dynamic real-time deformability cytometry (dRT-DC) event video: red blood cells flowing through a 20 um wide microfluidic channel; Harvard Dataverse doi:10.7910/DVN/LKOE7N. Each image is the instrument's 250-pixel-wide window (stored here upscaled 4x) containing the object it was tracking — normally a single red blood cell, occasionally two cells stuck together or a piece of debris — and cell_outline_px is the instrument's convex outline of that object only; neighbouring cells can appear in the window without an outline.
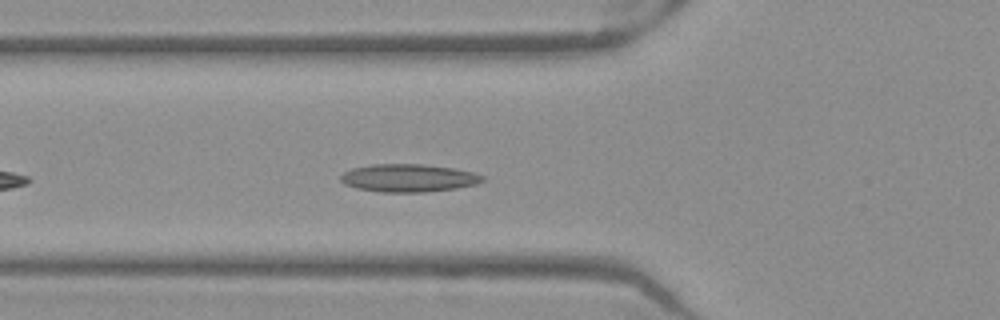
{"species": "Egyptian fruit bat (a non-hibernating species)", "species_latin": "Rousettus aegyptiacus", "temperature_condition": "warm", "stored_images_in_passage": 39, "camera_frame_rate_fps": 3000, "um_per_image_px": 0.085, "frame": {"image": 1, "passage_image": 6, "time_ms": 1.667, "image_size_px": [1000, 320], "cell_outline_px": [[484, 180], [476, 184], [456, 188], [424, 192], [380, 192], [356, 188], [344, 184], [340, 180], [340, 176], [344, 172], [352, 168], [372, 164], [420, 164], [452, 168], [472, 172], [484, 176]], "centroid_in_image_um": [34.68, 15.13], "position_along_channel_um": 91.1, "area_um2": 22.95}}
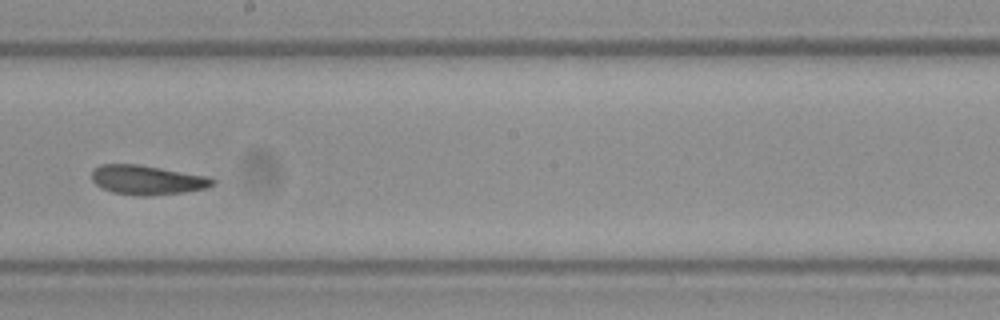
{"frame": {"image": 2, "passage_image": 17, "time_ms": 5.333, "image_size_px": [1000, 320], "cell_outline_px": [[216, 184], [204, 188], [184, 192], [148, 196], [140, 196], [112, 192], [96, 184], [92, 180], [92, 168], [100, 164], [140, 164], [208, 176], [216, 180]], "centroid_in_image_um": [12.51, 15.28], "position_along_channel_um": 235.7, "area_um2": 20.81}}
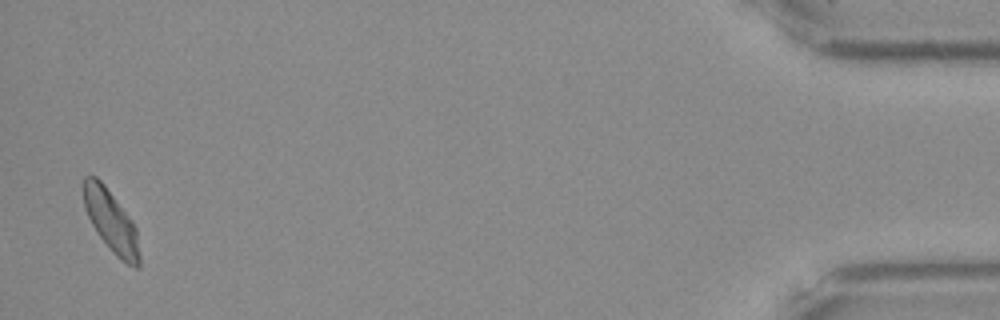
{"frame": {"image": 3, "passage_image": 38, "time_ms": 12.333, "image_size_px": [1000, 320], "cell_outline_px": [[140, 268], [136, 268], [120, 260], [112, 252], [96, 232], [84, 208], [84, 176], [96, 176], [104, 184], [132, 220], [136, 228], [140, 256]], "centroid_in_image_um": [9.46, 18.84], "position_along_channel_um": 425.7, "area_um2": 20.11}, "authors_computed_cell_mechanics": {"area_um2": 20.5768, "velocity_mm_per_s": 3.9342, "shape_relaxation_time_tau1_ms": null, "shape_relaxation_time_tau2_ms": 2.3587, "deformation_change_tau1": null, "deformation_change_tau2": 0.0795}}